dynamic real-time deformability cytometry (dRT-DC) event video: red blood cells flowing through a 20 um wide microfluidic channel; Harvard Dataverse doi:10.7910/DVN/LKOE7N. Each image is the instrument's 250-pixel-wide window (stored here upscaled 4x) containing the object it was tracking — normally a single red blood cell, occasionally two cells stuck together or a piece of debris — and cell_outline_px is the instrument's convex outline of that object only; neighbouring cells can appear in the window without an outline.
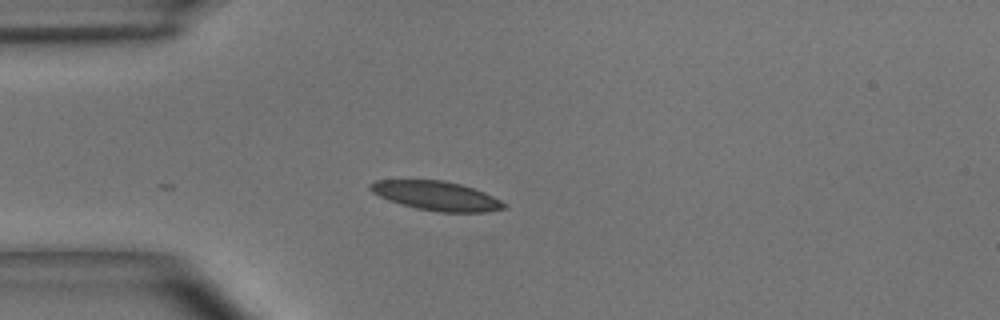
{"species": "common noctule bat (a hibernating species)", "species_latin": "Nyctalus noctula", "temperature_condition": "room temperature", "stored_images_in_passage": 15, "camera_frame_rate_fps": 3000, "um_per_image_px": 0.085, "animal": {"sex": "male", "body_mass_g": 15.6}, "frame": {"image": 1, "passage_image": 1, "time_ms": 0.0, "image_size_px": [1000, 320], "cell_outline_px": [[508, 208], [488, 212], [440, 212], [416, 208], [400, 204], [388, 200], [372, 192], [368, 188], [368, 184], [376, 180], [444, 180], [460, 184], [484, 192], [508, 204]], "centroid_in_image_um": [37.11, 16.65], "position_along_channel_um": 47.9, "area_um2": 22.83}}
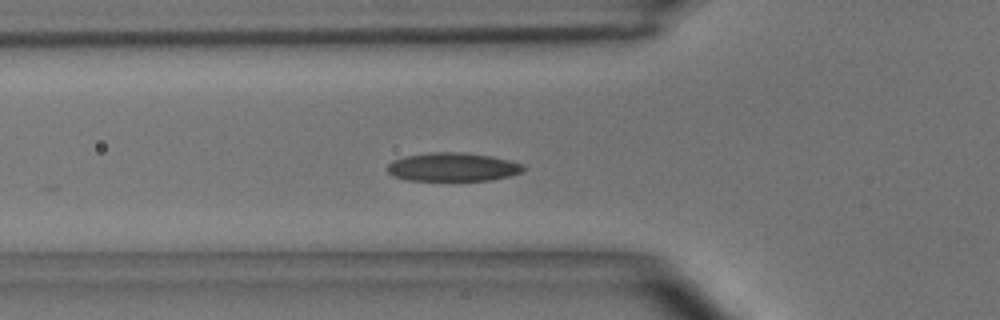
{"frame": {"image": 2, "passage_image": 5, "time_ms": 1.333, "image_size_px": [1000, 320], "cell_outline_px": [[528, 168], [524, 172], [512, 176], [492, 180], [408, 180], [392, 176], [384, 168], [392, 160], [404, 156], [428, 152], [464, 152], [492, 156], [524, 164]], "centroid_in_image_um": [38.51, 14.19], "position_along_channel_um": 87.3, "area_um2": 23.12}}